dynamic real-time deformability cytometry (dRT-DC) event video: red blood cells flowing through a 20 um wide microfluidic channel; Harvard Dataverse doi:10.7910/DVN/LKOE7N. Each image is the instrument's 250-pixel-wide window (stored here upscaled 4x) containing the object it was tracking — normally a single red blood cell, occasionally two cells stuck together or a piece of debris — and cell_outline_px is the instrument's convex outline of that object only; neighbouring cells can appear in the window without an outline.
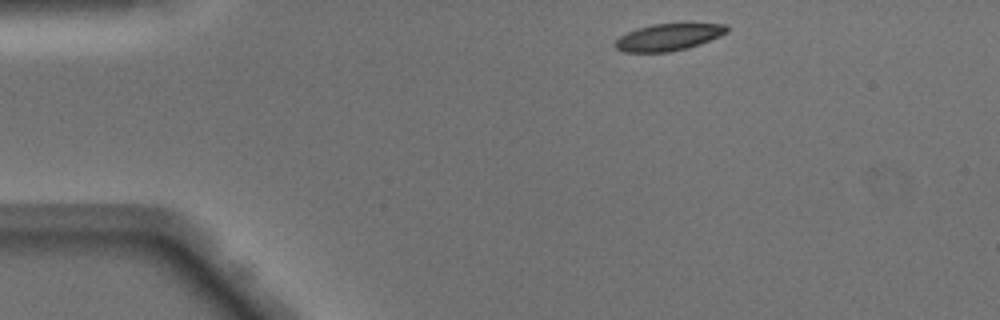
{"species": "Egyptian fruit bat (a non-hibernating species)", "species_latin": "Rousettus aegyptiacus", "temperature_condition": "warm", "stored_images_in_passage": 42, "camera_frame_rate_fps": 3000, "um_per_image_px": 0.085, "animal": {"sex": "male"}, "frame": {"image": 1, "passage_image": 1, "time_ms": 0.0, "image_size_px": [1000, 320], "cell_outline_px": [[728, 32], [720, 36], [700, 44], [688, 48], [668, 52], [624, 52], [616, 48], [616, 40], [620, 36], [636, 28], [652, 24], [728, 24]], "centroid_in_image_um": [56.83, 3.16], "position_along_channel_um": 28.2, "area_um2": 17.4}}
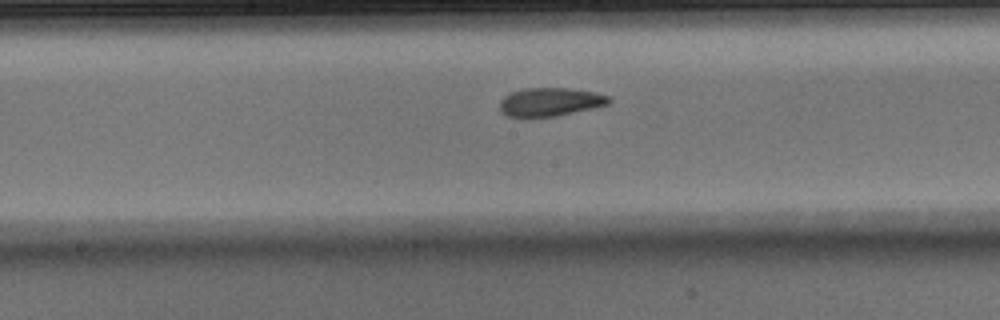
{"frame": {"image": 2, "passage_image": 18, "time_ms": 5.667, "image_size_px": [1000, 320], "cell_outline_px": [[612, 100], [608, 104], [592, 108], [556, 116], [532, 120], [508, 116], [500, 108], [500, 100], [504, 96], [512, 92], [524, 88], [568, 88], [596, 92], [608, 96]], "centroid_in_image_um": [46.73, 8.69], "position_along_channel_um": 201.5, "area_um2": 18.5}}
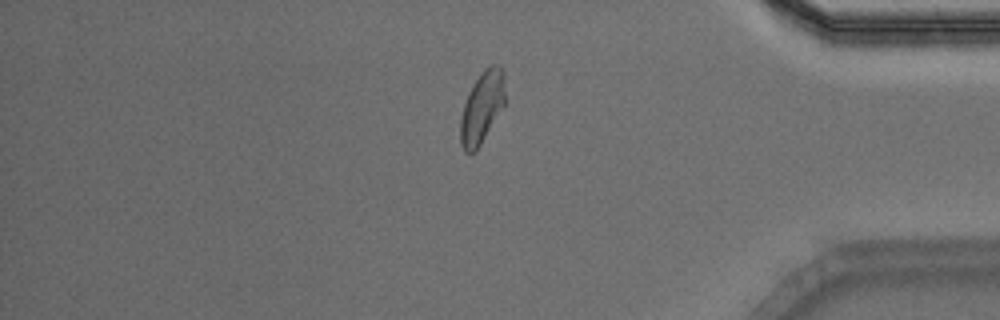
{"frame": {"image": 3, "passage_image": 34, "time_ms": 11.0, "image_size_px": [1000, 320], "cell_outline_px": [[504, 108], [476, 152], [464, 152], [460, 144], [460, 116], [468, 92], [472, 84], [480, 72], [484, 68], [492, 64], [500, 64], [504, 72]], "centroid_in_image_um": [40.97, 9.12], "position_along_channel_um": 394.2, "area_um2": 19.19}, "authors_computed_cell_mechanics": {"area_um2": 18.5538, "velocity_mm_per_s": 4.1055, "shape_relaxation_time_tau1_ms": 10.0009, "shape_relaxation_time_tau2_ms": 2.1157, "deformation_change_tau1": 0.2567, "deformation_change_tau2": 0.0827}}